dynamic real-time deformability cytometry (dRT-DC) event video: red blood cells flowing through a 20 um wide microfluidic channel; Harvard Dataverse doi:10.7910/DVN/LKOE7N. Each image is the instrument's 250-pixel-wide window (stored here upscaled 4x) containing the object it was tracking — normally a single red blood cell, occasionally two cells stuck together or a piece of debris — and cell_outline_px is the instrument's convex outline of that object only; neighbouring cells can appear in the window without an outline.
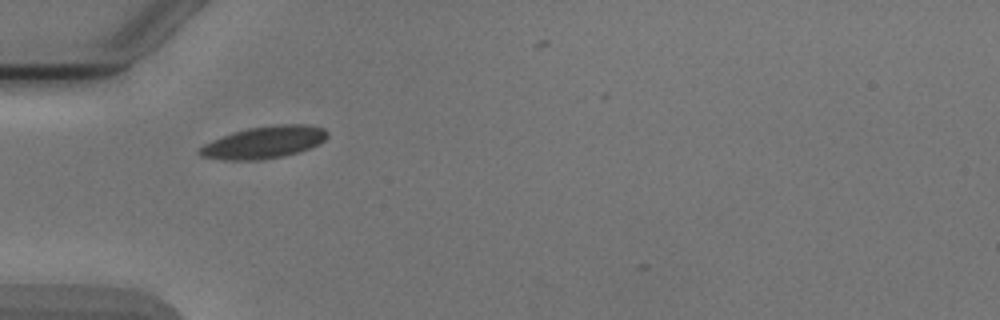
{"species": "Egyptian fruit bat (a non-hibernating species)", "species_latin": "Rousettus aegyptiacus", "temperature_condition": "cold", "stored_images_in_passage": 5, "camera_frame_rate_fps": 3000, "um_per_image_px": 0.085, "animal": {"sex": "male"}, "frame": {"image": 1, "passage_image": 1, "time_ms": 0.0, "image_size_px": [1000, 320], "cell_outline_px": [[328, 136], [324, 140], [308, 148], [284, 156], [264, 160], [224, 160], [200, 156], [196, 152], [204, 144], [212, 140], [248, 128], [276, 124], [308, 124], [324, 128], [328, 132]], "centroid_in_image_um": [22.44, 12.1], "position_along_channel_um": 62.6, "area_um2": 23.81}}
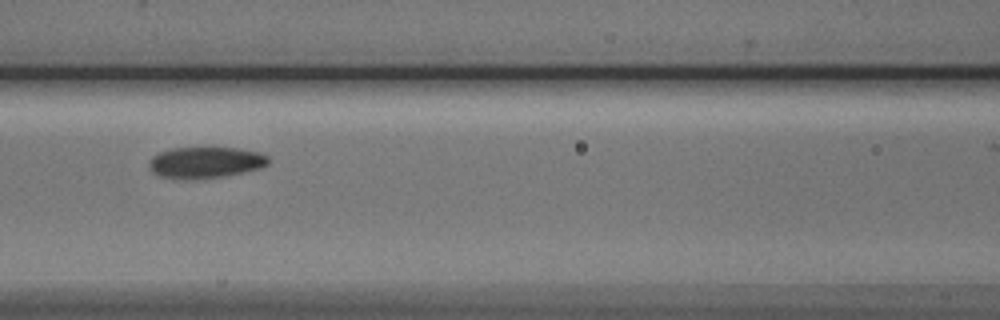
{"frame": {"image": 2, "passage_image": 3, "time_ms": 2.333, "image_size_px": [1000, 320], "cell_outline_px": [[268, 164], [260, 168], [244, 172], [224, 176], [160, 176], [152, 172], [148, 164], [148, 160], [152, 156], [160, 152], [172, 148], [236, 148], [260, 152], [268, 156]], "centroid_in_image_um": [17.5, 13.76], "position_along_channel_um": 149.1, "area_um2": 20.87}}
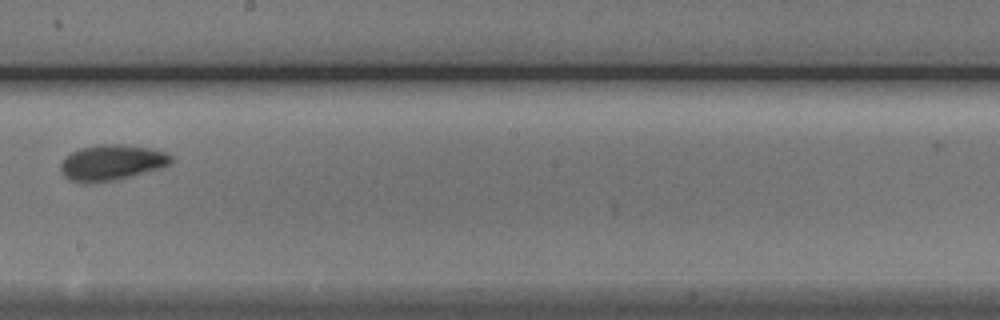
{"frame": {"image": 3, "passage_image": 5, "time_ms": 4.667, "image_size_px": [1000, 320], "cell_outline_px": [[172, 164], [160, 168], [112, 180], [84, 184], [72, 180], [64, 176], [60, 172], [60, 160], [64, 156], [80, 148], [96, 144], [120, 144], [152, 148], [164, 152], [172, 156]], "centroid_in_image_um": [9.44, 13.8], "position_along_channel_um": 238.8, "area_um2": 23.0}}